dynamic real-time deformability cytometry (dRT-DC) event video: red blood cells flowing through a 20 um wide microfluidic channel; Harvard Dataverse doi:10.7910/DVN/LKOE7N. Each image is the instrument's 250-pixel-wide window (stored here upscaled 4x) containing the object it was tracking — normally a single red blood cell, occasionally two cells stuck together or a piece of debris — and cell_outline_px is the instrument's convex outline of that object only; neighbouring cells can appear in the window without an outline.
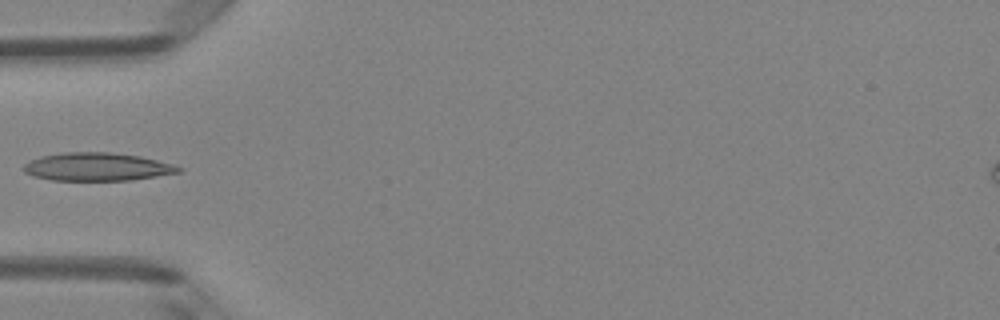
{"species": "Egyptian fruit bat (a non-hibernating species)", "species_latin": "Rousettus aegyptiacus", "temperature_condition": "room temperature", "stored_images_in_passage": 8, "camera_frame_rate_fps": 3000, "um_per_image_px": 0.085, "animal": {"sex": "female"}, "frame": {"image": 1, "passage_image": 8, "time_ms": 2.333, "image_size_px": [1000, 320], "cell_outline_px": [[184, 168], [180, 172], [132, 180], [52, 180], [32, 176], [24, 172], [20, 168], [28, 160], [40, 156], [60, 152], [108, 152], [140, 156], [172, 164]], "centroid_in_image_um": [8.18, 14.17], "position_along_channel_um": 76.8, "area_um2": 25.55}}